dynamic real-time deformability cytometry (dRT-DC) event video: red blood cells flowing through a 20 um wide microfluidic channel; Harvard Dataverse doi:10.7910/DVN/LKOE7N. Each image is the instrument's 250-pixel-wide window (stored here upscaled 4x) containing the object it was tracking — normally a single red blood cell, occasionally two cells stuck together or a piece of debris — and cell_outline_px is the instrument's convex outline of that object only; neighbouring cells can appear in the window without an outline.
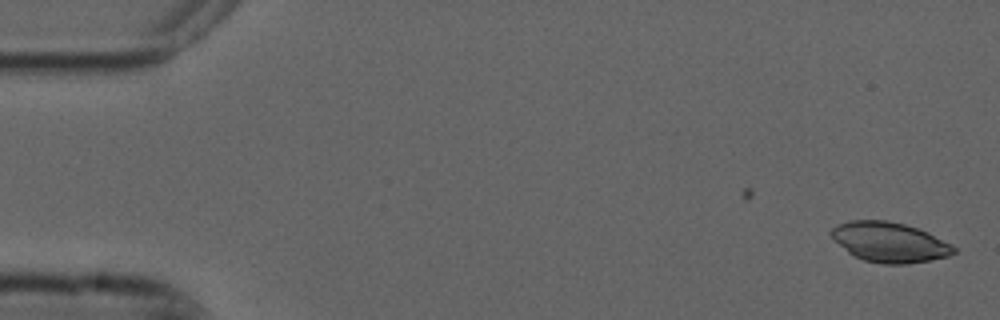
{"species": "common noctule bat (a hibernating species)", "species_latin": "Nyctalus noctula", "temperature_condition": "cold", "stored_images_in_passage": 2, "camera_frame_rate_fps": 3000, "um_per_image_px": 0.085, "animal": {"sex": "male", "forearm_length_mm": 52.5}, "frame": {"image": 1, "passage_image": 2, "time_ms": 0.333, "image_size_px": [1000, 320], "cell_outline_px": [[956, 252], [948, 256], [932, 260], [908, 264], [884, 264], [864, 260], [848, 252], [828, 232], [836, 224], [848, 220], [888, 220], [920, 228], [952, 244], [956, 248]], "centroid_in_image_um": [75.64, 20.57], "position_along_channel_um": 9.4, "area_um2": 28.67}}